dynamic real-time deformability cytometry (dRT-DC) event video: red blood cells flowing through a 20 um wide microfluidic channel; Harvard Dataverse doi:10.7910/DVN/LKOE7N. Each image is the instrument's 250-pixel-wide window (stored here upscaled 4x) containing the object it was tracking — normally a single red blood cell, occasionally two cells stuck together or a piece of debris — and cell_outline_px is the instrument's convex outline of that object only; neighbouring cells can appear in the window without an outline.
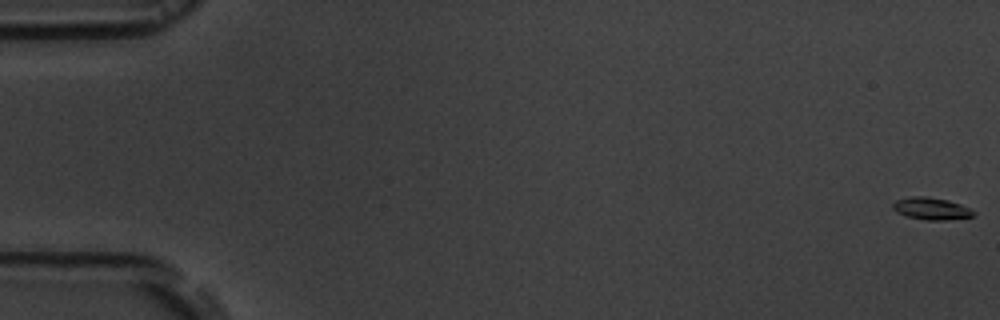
{"species": "common noctule bat (a hibernating species)", "species_latin": "Nyctalus noctula", "temperature_condition": "room temperature", "stored_images_in_passage": 5, "camera_frame_rate_fps": 3000, "um_per_image_px": 0.085, "animal": {"sex": "male", "body_mass_g": 19.5, "forearm_length_mm": 54.6}, "frame": {"image": 1, "passage_image": 1, "time_ms": 0.0, "image_size_px": [1000, 320], "cell_outline_px": [[976, 216], [944, 220], [924, 220], [904, 216], [896, 212], [892, 208], [892, 204], [896, 200], [908, 196], [924, 196], [948, 200], [960, 204], [976, 212]], "centroid_in_image_um": [79.13, 17.73], "position_along_channel_um": 5.9, "area_um2": 10.58}}
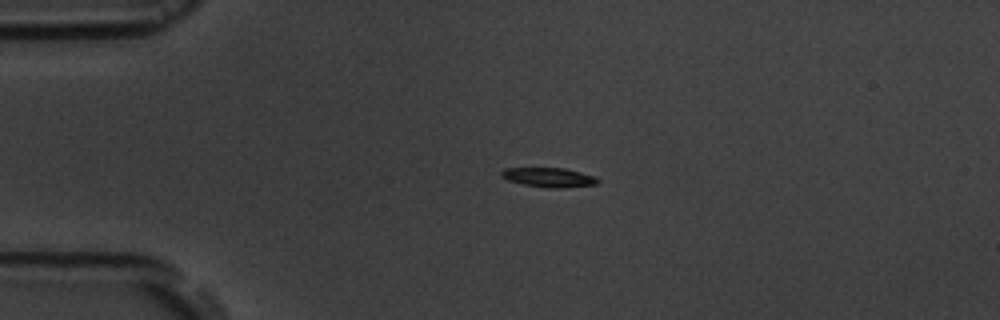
{"frame": {"image": 2, "passage_image": 4, "time_ms": 4.333, "image_size_px": [1000, 320], "cell_outline_px": [[600, 180], [596, 184], [560, 188], [548, 188], [524, 184], [508, 180], [500, 176], [500, 172], [504, 168], [564, 168], [596, 176]], "centroid_in_image_um": [46.65, 15.07], "position_along_channel_um": 38.3, "area_um2": 10.87}}